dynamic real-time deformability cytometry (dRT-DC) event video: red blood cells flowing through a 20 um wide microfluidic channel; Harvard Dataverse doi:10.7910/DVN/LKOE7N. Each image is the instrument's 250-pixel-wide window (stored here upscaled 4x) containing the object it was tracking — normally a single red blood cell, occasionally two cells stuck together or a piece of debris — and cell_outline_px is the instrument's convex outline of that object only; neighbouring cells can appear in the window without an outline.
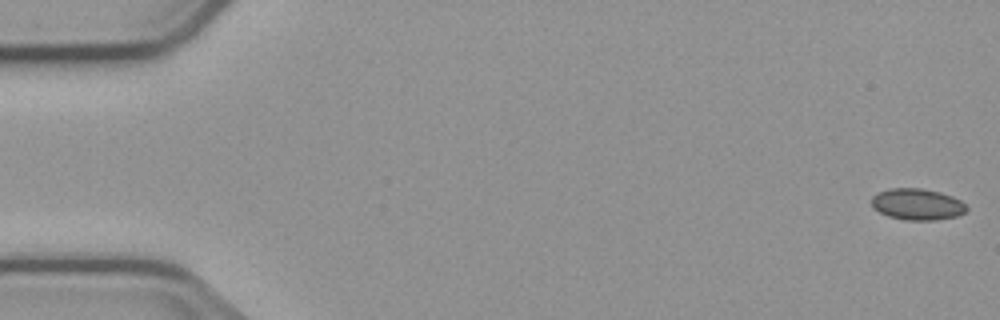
{"species": "common noctule bat (a hibernating species)", "species_latin": "Nyctalus noctula", "temperature_condition": "cold", "stored_images_in_passage": 5, "camera_frame_rate_fps": 3000, "um_per_image_px": 0.085, "animal": {"sex": "male", "body_mass_g": 23.1, "forearm_length_mm": 52.7}, "frame": {"image": 1, "passage_image": 1, "time_ms": 0.0, "image_size_px": [1000, 320], "cell_outline_px": [[968, 208], [964, 212], [956, 216], [936, 220], [904, 220], [888, 216], [872, 208], [872, 196], [888, 188], [924, 188], [940, 192], [952, 196], [960, 200]], "centroid_in_image_um": [77.95, 17.36], "position_along_channel_um": 7.0, "area_um2": 17.4}}
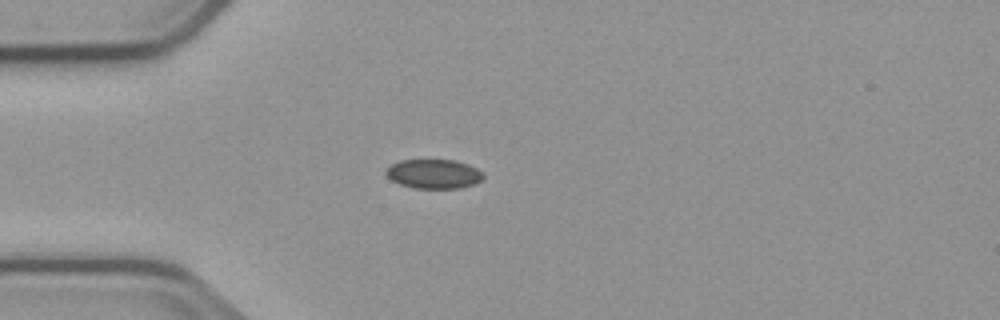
{"frame": {"image": 2, "passage_image": 5, "time_ms": 4.667, "image_size_px": [1000, 320], "cell_outline_px": [[484, 176], [476, 184], [460, 188], [412, 188], [400, 184], [392, 180], [384, 172], [392, 164], [400, 160], [456, 160], [468, 164], [484, 172]], "centroid_in_image_um": [36.9, 14.78], "position_along_channel_um": 48.1, "area_um2": 16.65}}